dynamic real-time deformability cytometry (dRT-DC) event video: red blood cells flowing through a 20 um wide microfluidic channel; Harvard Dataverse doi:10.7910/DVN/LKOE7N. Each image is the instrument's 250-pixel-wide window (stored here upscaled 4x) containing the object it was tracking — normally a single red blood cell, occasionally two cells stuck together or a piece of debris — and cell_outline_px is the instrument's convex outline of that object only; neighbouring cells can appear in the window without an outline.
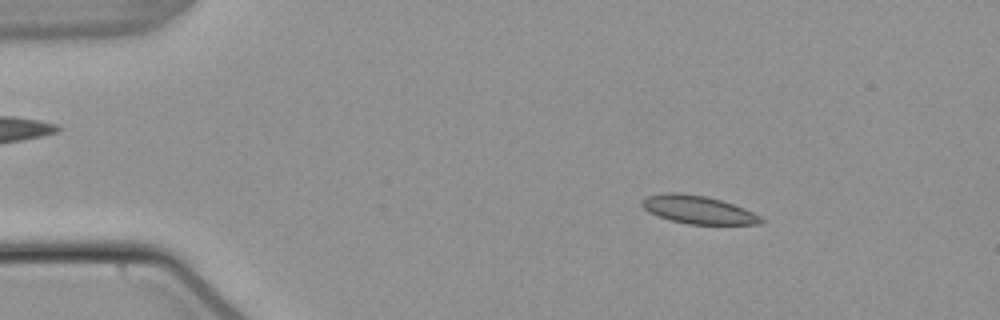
{"species": "common noctule bat (a hibernating species)", "species_latin": "Nyctalus noctula", "temperature_condition": "warm", "stored_images_in_passage": 54, "camera_frame_rate_fps": 3000, "um_per_image_px": 0.085, "animal": {"sex": "male", "body_mass_g": 21.5, "forearm_length_mm": 52.0}, "frame": {"image": 1, "passage_image": 8, "time_ms": 2.333, "image_size_px": [1000, 320], "cell_outline_px": [[764, 224], [688, 224], [672, 220], [648, 212], [640, 204], [640, 200], [644, 196], [668, 192], [680, 192], [704, 196], [720, 200], [744, 208], [760, 216], [764, 220]], "centroid_in_image_um": [59.3, 17.81], "position_along_channel_um": 25.7, "area_um2": 19.42}}
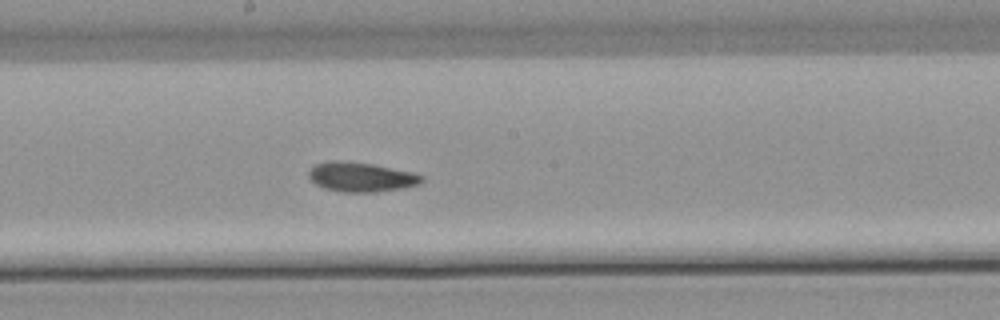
{"frame": {"image": 2, "passage_image": 29, "time_ms": 9.333, "image_size_px": [1000, 320], "cell_outline_px": [[424, 180], [420, 184], [404, 188], [376, 192], [340, 192], [324, 188], [316, 184], [308, 176], [308, 172], [316, 164], [328, 160], [340, 160], [372, 164], [412, 172], [424, 176]], "centroid_in_image_um": [30.7, 15.05], "position_along_channel_um": 217.5, "area_um2": 19.54}}
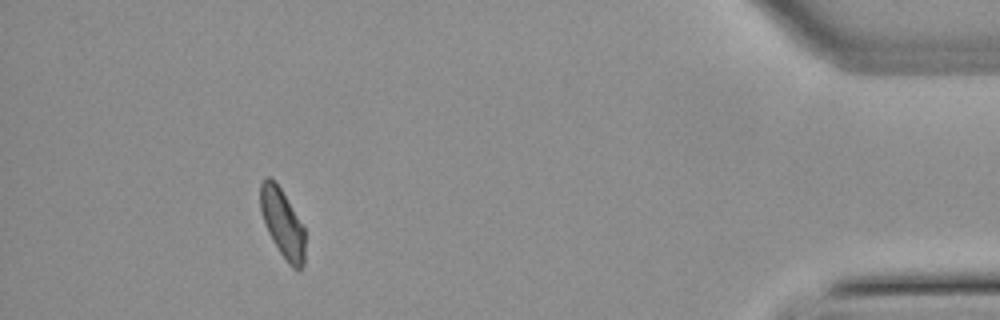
{"frame": {"image": 3, "passage_image": 49, "time_ms": 16.0, "image_size_px": [1000, 320], "cell_outline_px": [[304, 264], [300, 272], [296, 272], [288, 264], [272, 240], [264, 224], [260, 212], [260, 184], [264, 176], [268, 176], [280, 188], [304, 228]], "centroid_in_image_um": [23.99, 19.02], "position_along_channel_um": 411.2, "area_um2": 17.8}, "authors_computed_cell_mechanics": {"area_um2": 18.9873, "velocity_mm_per_s": 3.7941, "shape_relaxation_time_tau1_ms": null, "shape_relaxation_time_tau2_ms": 3.0128, "deformation_change_tau1": null, "deformation_change_tau2": 0.0739}}